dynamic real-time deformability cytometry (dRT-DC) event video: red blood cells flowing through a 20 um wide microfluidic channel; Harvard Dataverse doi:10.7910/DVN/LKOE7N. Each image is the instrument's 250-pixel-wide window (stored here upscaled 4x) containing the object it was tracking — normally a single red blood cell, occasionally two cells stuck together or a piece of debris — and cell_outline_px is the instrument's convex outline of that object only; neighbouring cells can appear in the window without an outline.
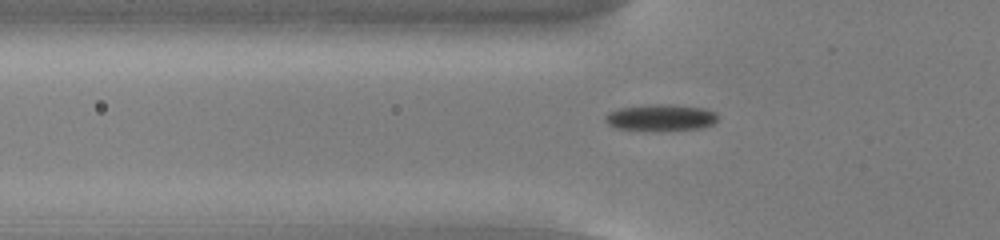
{"species": "common noctule bat (a hibernating species)", "species_latin": "Nyctalus noctula", "temperature_condition": "cold", "stored_images_in_passage": 55, "camera_frame_rate_fps": 3000, "um_per_image_px": 0.085, "animal": {"sex": "male", "body_mass_g": 13.0, "forearm_length_mm": 53.1}, "frame": {"image": 1, "passage_image": 19, "time_ms": 6.0, "image_size_px": [1000, 240], "cell_outline_px": [[716, 120], [712, 124], [700, 128], [616, 128], [608, 124], [604, 120], [604, 116], [608, 112], [620, 108], [652, 104], [668, 104], [704, 108], [716, 112]], "centroid_in_image_um": [56.14, 9.94], "position_along_channel_um": 69.7, "area_um2": 16.47}}
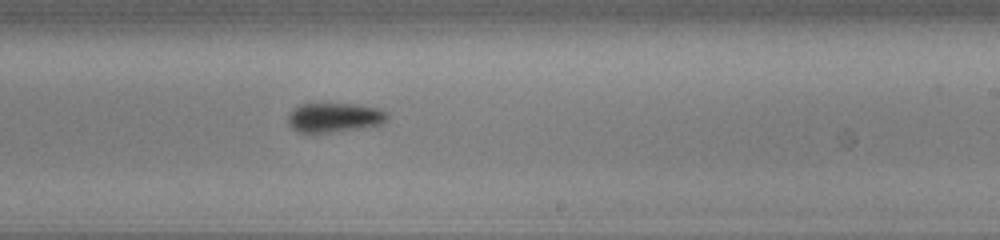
{"frame": {"image": 2, "passage_image": 34, "time_ms": 11.0, "image_size_px": [1000, 240], "cell_outline_px": [[388, 120], [380, 124], [360, 128], [328, 132], [296, 132], [288, 124], [288, 112], [292, 108], [300, 104], [356, 104], [380, 108], [388, 112]], "centroid_in_image_um": [28.41, 9.97], "position_along_channel_um": 260.6, "area_um2": 17.11}}
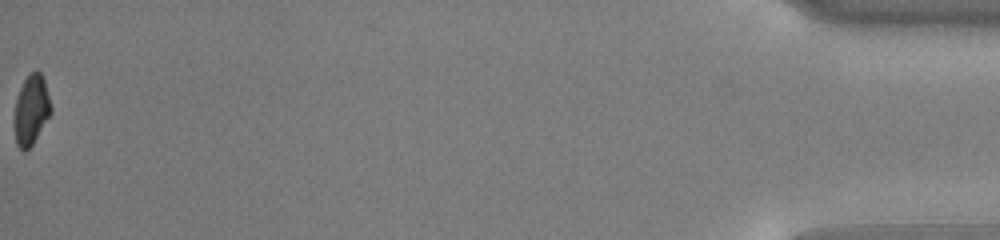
{"frame": {"image": 3, "passage_image": 55, "time_ms": 18.0, "image_size_px": [1000, 240], "cell_outline_px": [[52, 112], [32, 144], [24, 152], [16, 144], [12, 124], [12, 120], [16, 100], [20, 88], [28, 72], [36, 68], [40, 72], [44, 80], [52, 108]], "centroid_in_image_um": [2.62, 9.33], "position_along_channel_um": 432.6, "area_um2": 15.26}, "authors_computed_cell_mechanics": {"area_um2": 16.473, "velocity_mm_per_s": 3.8435, "shape_relaxation_time_tau1_ms": 1.5648, "shape_relaxation_time_tau2_ms": null, "deformation_change_tau1": 0.0857, "deformation_change_tau2": null}}